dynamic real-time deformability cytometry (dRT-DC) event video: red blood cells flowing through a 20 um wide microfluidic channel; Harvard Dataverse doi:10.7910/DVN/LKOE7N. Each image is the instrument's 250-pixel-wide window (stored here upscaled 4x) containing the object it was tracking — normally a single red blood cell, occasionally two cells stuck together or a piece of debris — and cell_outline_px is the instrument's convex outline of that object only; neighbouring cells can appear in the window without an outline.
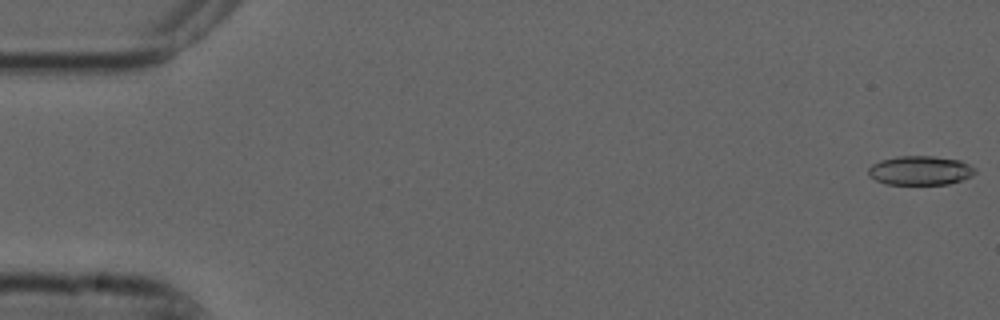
{"species": "common noctule bat (a hibernating species)", "species_latin": "Nyctalus noctula", "temperature_condition": "cold", "stored_images_in_passage": 5, "camera_frame_rate_fps": 3000, "um_per_image_px": 0.085, "animal": {"sex": "male", "forearm_length_mm": 52.5}, "frame": {"image": 1, "passage_image": 1, "time_ms": 0.0, "image_size_px": [1000, 320], "cell_outline_px": [[976, 172], [972, 176], [948, 184], [884, 184], [868, 176], [868, 168], [872, 164], [880, 160], [896, 156], [932, 156], [960, 160], [976, 168]], "centroid_in_image_um": [78.2, 14.49], "position_along_channel_um": 6.8, "area_um2": 18.21}}
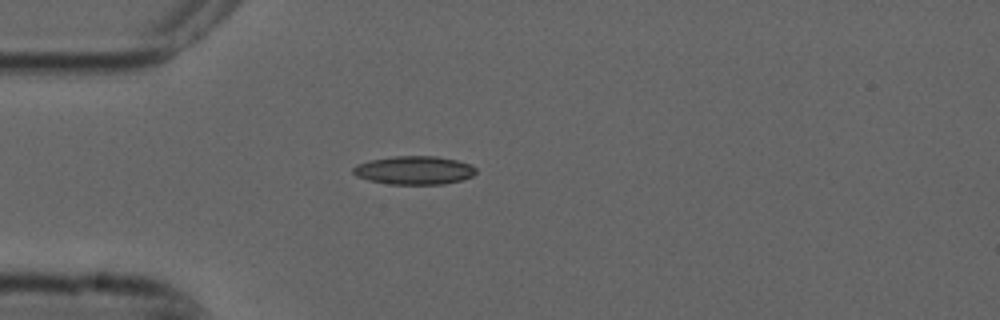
{"frame": {"image": 2, "passage_image": 5, "time_ms": 1.333, "image_size_px": [1000, 320], "cell_outline_px": [[476, 172], [472, 176], [460, 180], [444, 184], [388, 184], [368, 180], [356, 176], [352, 172], [352, 168], [356, 164], [372, 160], [396, 156], [436, 156], [456, 160], [472, 164], [476, 168]], "centroid_in_image_um": [35.2, 14.47], "position_along_channel_um": 49.8, "area_um2": 20.35}}